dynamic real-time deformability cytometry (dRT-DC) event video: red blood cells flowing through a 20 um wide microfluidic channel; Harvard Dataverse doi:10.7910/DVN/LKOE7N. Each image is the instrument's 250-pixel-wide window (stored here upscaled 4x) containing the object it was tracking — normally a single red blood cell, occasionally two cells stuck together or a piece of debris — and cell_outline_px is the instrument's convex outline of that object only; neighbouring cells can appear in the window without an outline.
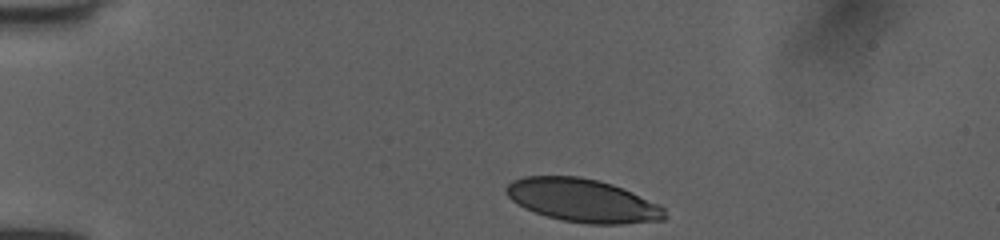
{"species": "human", "species_latin": "Homo sapiens", "temperature_condition": "room temperature", "stored_images_in_passage": 35, "camera_frame_rate_fps": 3000, "um_per_image_px": 0.085, "donor": {"sex": "female"}, "frame": {"image": 1, "passage_image": 1, "time_ms": 0.0, "image_size_px": [1000, 240], "cell_outline_px": [[668, 216], [664, 220], [620, 224], [588, 224], [564, 220], [548, 216], [524, 208], [512, 200], [504, 192], [504, 188], [512, 180], [524, 176], [580, 176], [612, 184], [632, 192], [664, 208]], "centroid_in_image_um": [49.5, 17.04], "position_along_channel_um": 35.5, "area_um2": 39.71}}
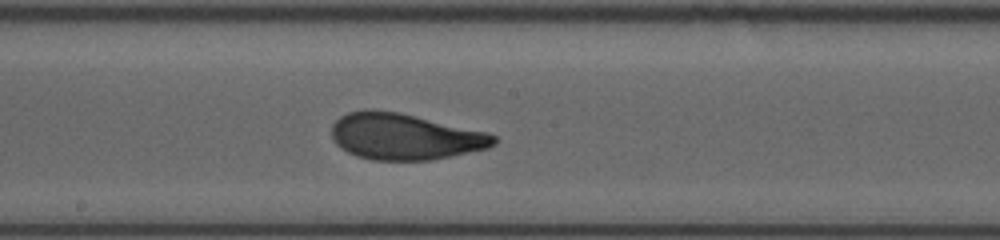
{"frame": {"image": 2, "passage_image": 19, "time_ms": 6.0, "image_size_px": [1000, 240], "cell_outline_px": [[496, 144], [488, 148], [452, 156], [428, 160], [372, 160], [356, 156], [340, 148], [332, 140], [332, 124], [340, 116], [348, 112], [364, 108], [372, 108], [400, 112], [488, 132], [496, 136]], "centroid_in_image_um": [34.37, 11.59], "position_along_channel_um": 213.8, "area_um2": 44.22}}
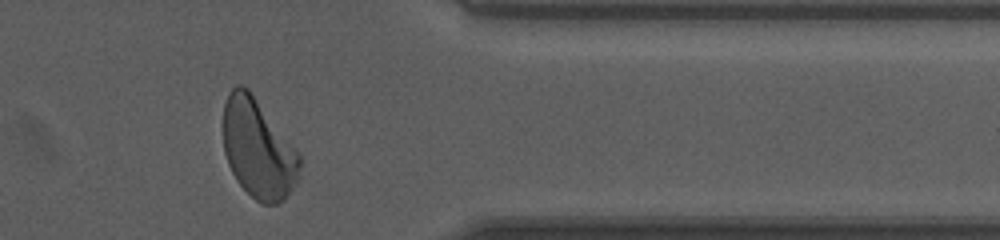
{"frame": {"image": 3, "passage_image": 33, "time_ms": 10.667, "image_size_px": [1000, 240], "cell_outline_px": [[300, 180], [284, 200], [280, 204], [264, 204], [256, 200], [236, 180], [228, 164], [224, 152], [224, 104], [228, 92], [236, 84], [240, 84], [248, 88], [300, 152]], "centroid_in_image_um": [21.98, 12.65], "position_along_channel_um": 389.4, "area_um2": 44.62}, "authors_computed_cell_mechanics": {"area_um2": 43.4078, "velocity_mm_per_s": 3.9988, "shape_relaxation_time_tau1_ms": 3.7587, "shape_relaxation_time_tau2_ms": 0.7398, "deformation_change_tau1": 0.172, "deformation_change_tau2": 0.0816}}